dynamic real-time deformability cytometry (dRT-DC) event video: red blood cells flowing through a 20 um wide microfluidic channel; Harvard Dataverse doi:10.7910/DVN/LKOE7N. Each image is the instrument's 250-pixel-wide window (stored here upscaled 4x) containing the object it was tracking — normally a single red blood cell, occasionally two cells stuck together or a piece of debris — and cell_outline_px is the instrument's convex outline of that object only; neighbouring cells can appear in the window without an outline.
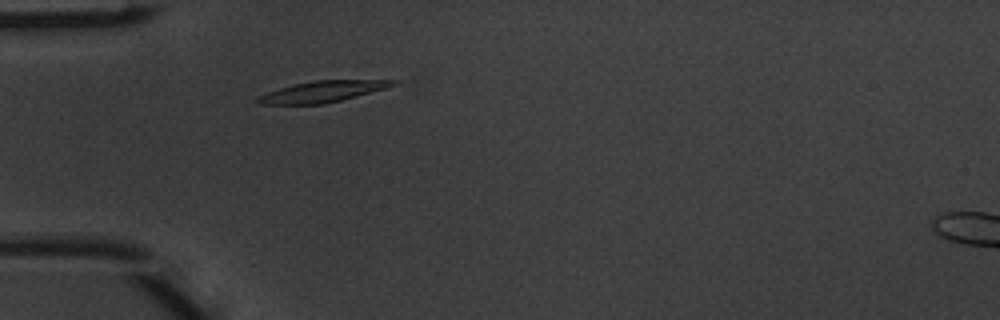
{"species": "common noctule bat (a hibernating species)", "species_latin": "Nyctalus noctula", "temperature_condition": "warm", "stored_images_in_passage": 2, "camera_frame_rate_fps": 3000, "um_per_image_px": 0.085, "animal": {"sex": "male", "body_mass_g": 20.1, "forearm_length_mm": 53.5}, "frame": {"image": 1, "passage_image": 2, "time_ms": 0.333, "image_size_px": [1000, 320], "cell_outline_px": [[400, 84], [388, 88], [340, 100], [320, 104], [260, 104], [256, 100], [256, 96], [280, 88], [296, 84], [316, 80], [400, 80]], "centroid_in_image_um": [27.47, 7.77], "position_along_channel_um": 57.5, "area_um2": 16.53}}